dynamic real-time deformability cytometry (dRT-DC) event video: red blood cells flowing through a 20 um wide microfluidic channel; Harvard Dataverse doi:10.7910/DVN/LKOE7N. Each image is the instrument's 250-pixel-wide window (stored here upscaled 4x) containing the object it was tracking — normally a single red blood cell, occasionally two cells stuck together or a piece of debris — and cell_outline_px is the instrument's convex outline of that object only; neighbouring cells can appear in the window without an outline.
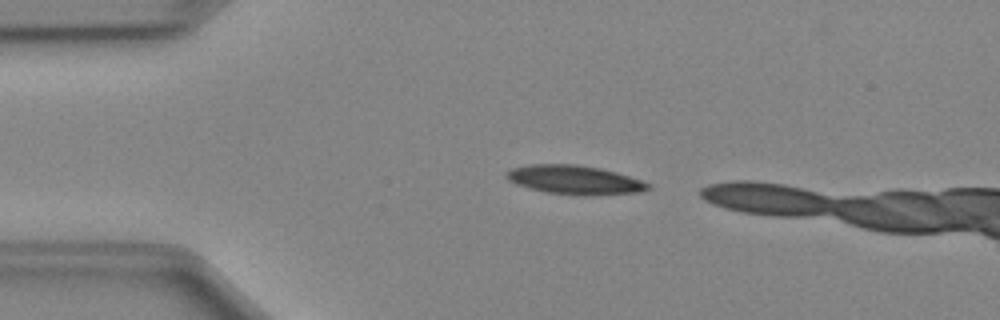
{"species": "Egyptian fruit bat (a non-hibernating species)", "species_latin": "Rousettus aegyptiacus", "temperature_condition": "cold", "stored_images_in_passage": 10, "camera_frame_rate_fps": 3000, "um_per_image_px": 0.085, "animal": {"sex": "female"}, "frame": {"image": 1, "passage_image": 4, "time_ms": 1.0, "image_size_px": [1000, 320], "cell_outline_px": [[652, 188], [640, 192], [584, 196], [544, 192], [528, 188], [516, 184], [508, 180], [504, 176], [504, 172], [512, 168], [528, 164], [576, 164], [600, 168], [616, 172], [652, 184]], "centroid_in_image_um": [48.81, 15.29], "position_along_channel_um": 36.2, "area_um2": 24.16}}